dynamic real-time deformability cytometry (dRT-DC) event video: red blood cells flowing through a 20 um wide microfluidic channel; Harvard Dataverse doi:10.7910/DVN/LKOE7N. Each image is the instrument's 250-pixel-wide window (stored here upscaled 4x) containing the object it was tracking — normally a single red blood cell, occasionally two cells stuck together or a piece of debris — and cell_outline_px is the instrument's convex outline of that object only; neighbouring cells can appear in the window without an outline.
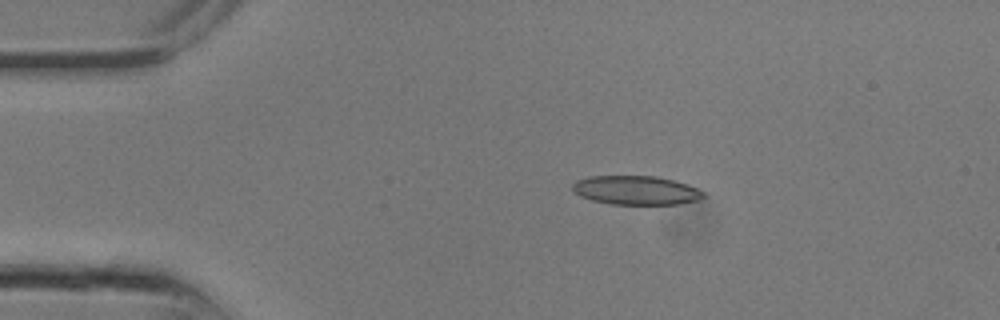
{"species": "common noctule bat (a hibernating species)", "species_latin": "Nyctalus noctula", "temperature_condition": "room temperature", "stored_images_in_passage": 10, "camera_frame_rate_fps": 3000, "um_per_image_px": 0.085, "animal": {"sex": "male", "body_mass_g": 13.3}, "frame": {"image": 1, "passage_image": 4, "time_ms": 1.0, "image_size_px": [1000, 320], "cell_outline_px": [[704, 196], [696, 200], [680, 204], [608, 204], [592, 200], [580, 196], [572, 192], [572, 184], [576, 180], [588, 176], [656, 176], [688, 184], [704, 192]], "centroid_in_image_um": [54.01, 16.17], "position_along_channel_um": 31.0, "area_um2": 22.14}}
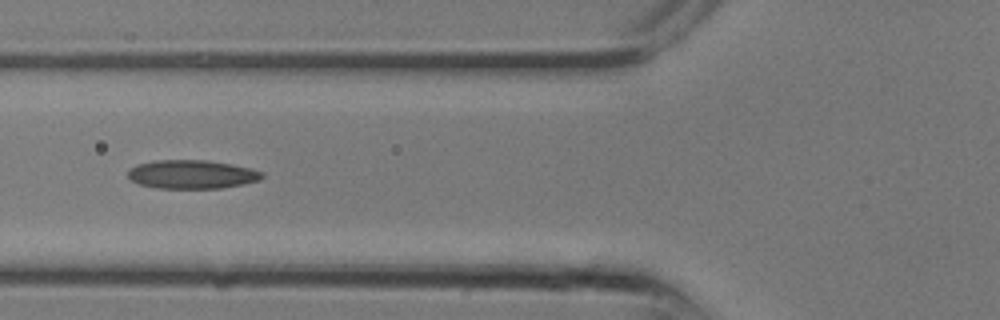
{"frame": {"image": 2, "passage_image": 9, "time_ms": 2.667, "image_size_px": [1000, 320], "cell_outline_px": [[264, 176], [260, 180], [244, 184], [220, 188], [156, 188], [140, 184], [132, 180], [128, 176], [128, 168], [136, 164], [156, 160], [204, 160], [232, 164], [252, 168], [264, 172]], "centroid_in_image_um": [16.33, 14.81], "position_along_channel_um": 109.5, "area_um2": 22.54}}